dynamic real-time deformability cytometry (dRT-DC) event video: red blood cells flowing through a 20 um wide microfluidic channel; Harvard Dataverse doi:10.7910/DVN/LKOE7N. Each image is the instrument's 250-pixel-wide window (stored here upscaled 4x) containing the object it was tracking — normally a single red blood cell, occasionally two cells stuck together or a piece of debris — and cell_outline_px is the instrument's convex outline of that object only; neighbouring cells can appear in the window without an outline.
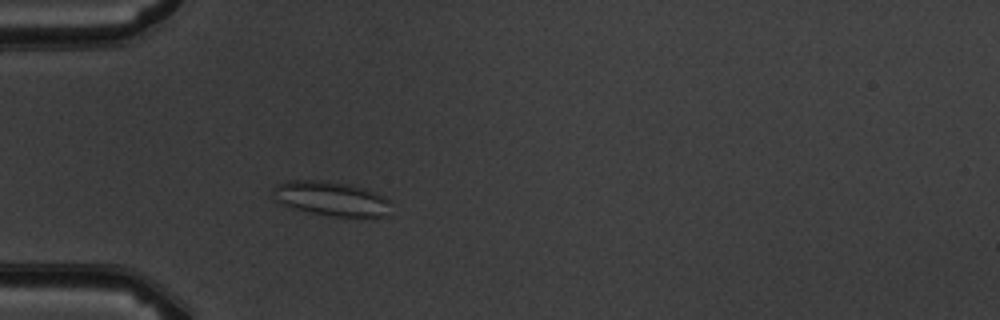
{"species": "common noctule bat (a hibernating species)", "species_latin": "Nyctalus noctula", "temperature_condition": "warm", "stored_images_in_passage": 4, "camera_frame_rate_fps": 3000, "um_per_image_px": 0.085, "animal": {"sex": "male", "body_mass_g": 19.5, "forearm_length_mm": 54.6}, "frame": {"image": 1, "passage_image": 4, "time_ms": 3.333, "image_size_px": [1000, 320], "cell_outline_px": [[388, 216], [336, 216], [312, 212], [292, 208], [276, 200], [272, 196], [272, 188], [276, 184], [288, 180], [320, 180], [348, 184], [364, 188], [376, 192], [384, 196], [388, 200]], "centroid_in_image_um": [28.1, 16.86], "position_along_channel_um": 56.9, "area_um2": 23.41}}